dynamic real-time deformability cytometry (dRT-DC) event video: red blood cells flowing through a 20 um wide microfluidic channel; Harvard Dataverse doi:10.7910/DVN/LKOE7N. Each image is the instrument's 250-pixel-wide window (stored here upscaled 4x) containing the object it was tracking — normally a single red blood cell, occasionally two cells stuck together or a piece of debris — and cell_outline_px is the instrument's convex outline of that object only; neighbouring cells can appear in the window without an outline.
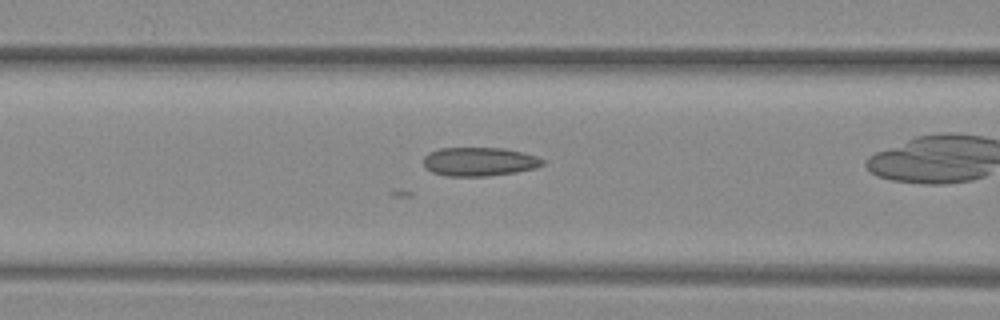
{"species": "common noctule bat (a hibernating species)", "species_latin": "Nyctalus noctula", "temperature_condition": "warm", "stored_images_in_passage": 29, "camera_frame_rate_fps": 3000, "um_per_image_px": 0.085, "animal": {"sex": "female", "body_mass_g": 29.2, "forearm_length_mm": 56.3}, "frame": {"image": 1, "passage_image": 10, "time_ms": 3.0, "image_size_px": [1000, 320], "cell_outline_px": [[544, 164], [536, 168], [516, 172], [488, 176], [444, 176], [432, 172], [424, 168], [424, 156], [428, 152], [440, 148], [504, 148], [536, 156], [544, 160]], "centroid_in_image_um": [40.7, 13.74], "position_along_channel_um": 125.9, "area_um2": 20.06}}
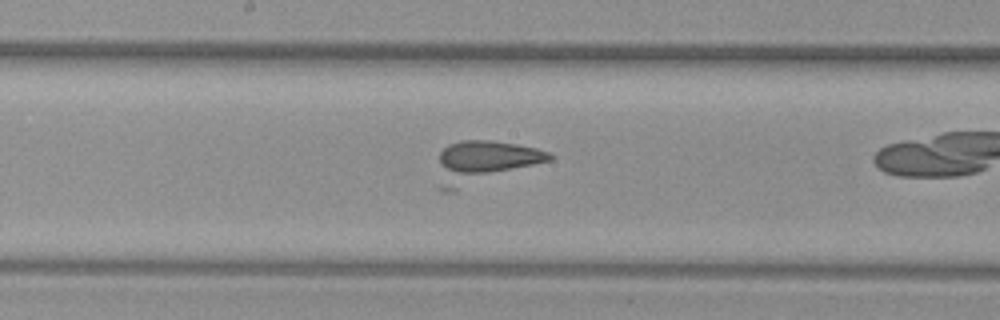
{"frame": {"image": 2, "passage_image": 16, "time_ms": 5.0, "image_size_px": [1000, 320], "cell_outline_px": [[556, 156], [552, 160], [456, 192], [444, 192], [436, 188], [440, 152], [448, 144], [460, 140], [492, 140], [516, 144], [536, 148], [548, 152]], "centroid_in_image_um": [41.11, 13.82], "position_along_channel_um": 207.1, "area_um2": 28.5}}